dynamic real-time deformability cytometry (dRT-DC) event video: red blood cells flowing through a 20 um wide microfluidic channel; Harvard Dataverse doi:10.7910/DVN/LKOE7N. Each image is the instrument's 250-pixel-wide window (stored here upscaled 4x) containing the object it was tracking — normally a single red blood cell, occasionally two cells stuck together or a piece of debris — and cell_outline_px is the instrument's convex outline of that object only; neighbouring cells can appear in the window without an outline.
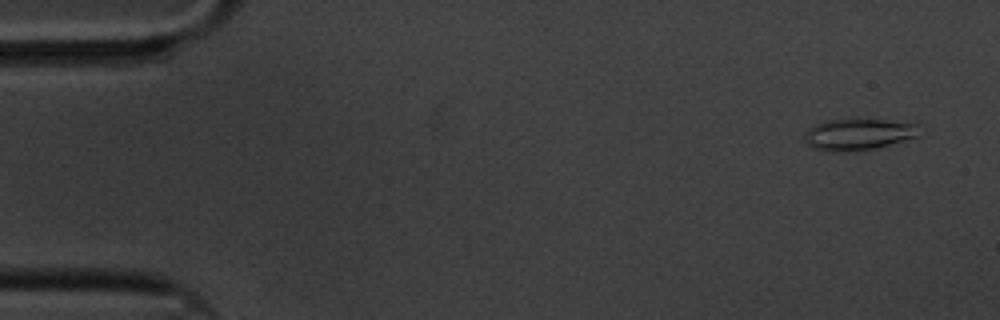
{"species": "common noctule bat (a hibernating species)", "species_latin": "Nyctalus noctula", "temperature_condition": "cold", "stored_images_in_passage": 60, "camera_frame_rate_fps": 3000, "um_per_image_px": 0.085, "animal": {"sex": "male", "body_mass_g": 20.1, "forearm_length_mm": 53.5}, "frame": {"image": 1, "passage_image": 3, "time_ms": 0.667, "image_size_px": [1000, 320], "cell_outline_px": [[920, 136], [876, 148], [840, 152], [828, 152], [816, 148], [808, 144], [804, 140], [804, 136], [808, 128], [816, 124], [828, 120], [856, 116], [920, 124]], "centroid_in_image_um": [73.0, 11.37], "position_along_channel_um": 12.0, "area_um2": 21.85}}
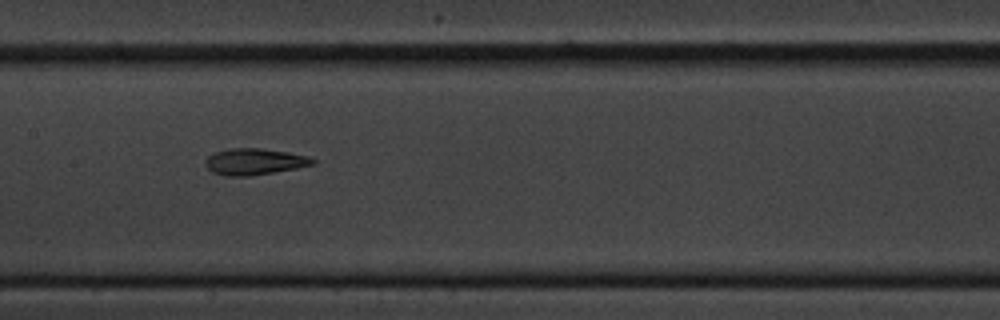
{"frame": {"image": 2, "passage_image": 29, "time_ms": 9.333, "image_size_px": [1000, 320], "cell_outline_px": [[316, 164], [296, 168], [252, 176], [224, 176], [212, 172], [204, 164], [204, 160], [208, 156], [216, 152], [228, 148], [260, 148], [288, 152], [308, 156], [316, 160]], "centroid_in_image_um": [21.62, 13.74], "position_along_channel_um": 185.8, "area_um2": 16.65}}
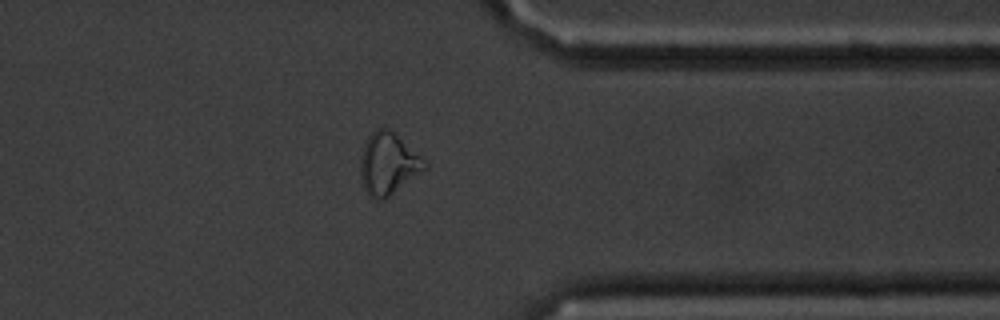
{"frame": {"image": 3, "passage_image": 47, "time_ms": 15.333, "image_size_px": [1000, 320], "cell_outline_px": [[428, 168], [384, 200], [376, 200], [368, 196], [364, 188], [360, 176], [360, 156], [364, 144], [368, 136], [376, 128], [388, 128], [428, 160]], "centroid_in_image_um": [33.01, 13.93], "position_along_channel_um": 378.4, "area_um2": 23.58}, "authors_computed_cell_mechanics": {"area_um2": 17.7157, "velocity_mm_per_s": 3.3336, "shape_relaxation_time_tau1_ms": null, "shape_relaxation_time_tau2_ms": 3.3439, "deformation_change_tau1": null, "deformation_change_tau2": 0.1178}}